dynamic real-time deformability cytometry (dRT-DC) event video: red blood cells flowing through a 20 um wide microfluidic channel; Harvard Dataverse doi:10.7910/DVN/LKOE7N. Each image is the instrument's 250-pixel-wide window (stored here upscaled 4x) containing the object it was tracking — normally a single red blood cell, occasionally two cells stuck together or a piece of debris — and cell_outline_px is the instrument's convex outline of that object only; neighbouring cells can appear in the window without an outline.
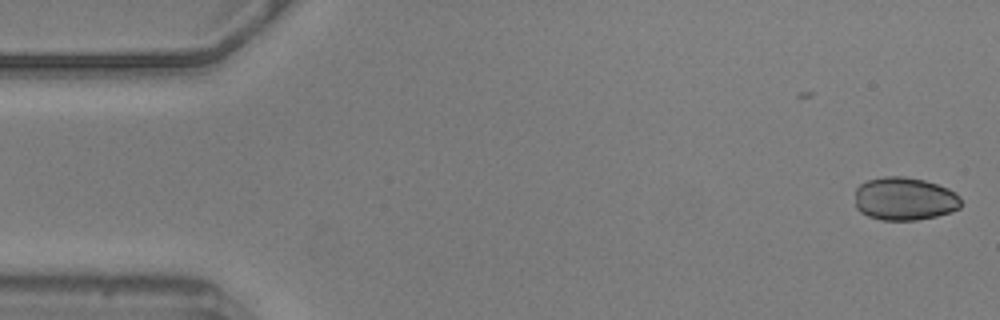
{"species": "common noctule bat (a hibernating species)", "species_latin": "Nyctalus noctula", "temperature_condition": "warm", "stored_images_in_passage": 54, "camera_frame_rate_fps": 3000, "um_per_image_px": 0.085, "animal": {"sex": "male", "body_mass_g": 20.5, "forearm_length_mm": 52.5}, "frame": {"image": 1, "passage_image": 1, "time_ms": 0.0, "image_size_px": [1000, 320], "cell_outline_px": [[960, 208], [952, 212], [936, 216], [916, 220], [880, 220], [868, 216], [860, 212], [856, 208], [856, 188], [860, 184], [868, 180], [884, 176], [904, 176], [924, 180], [948, 188], [956, 192], [960, 196]], "centroid_in_image_um": [76.89, 16.9], "position_along_channel_um": 8.1, "area_um2": 26.82}}
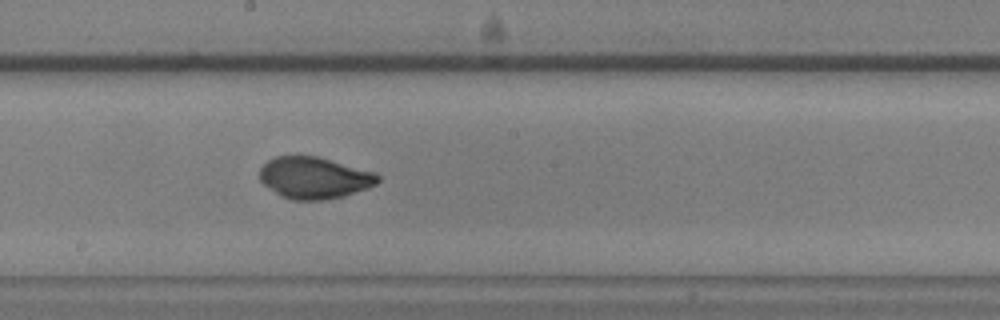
{"frame": {"image": 2, "passage_image": 29, "time_ms": 9.333, "image_size_px": [1000, 320], "cell_outline_px": [[380, 180], [376, 184], [344, 196], [320, 200], [292, 200], [280, 196], [264, 184], [260, 180], [260, 168], [268, 160], [276, 156], [316, 156], [376, 172], [380, 176]], "centroid_in_image_um": [26.71, 15.11], "position_along_channel_um": 221.5, "area_um2": 28.55}}
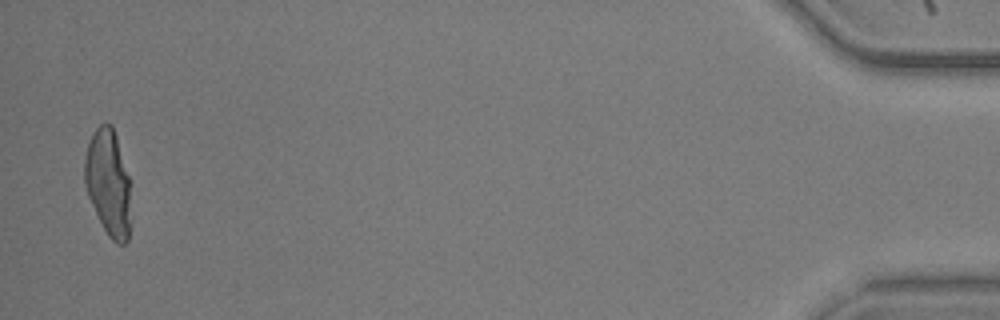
{"frame": {"image": 3, "passage_image": 54, "time_ms": 17.667, "image_size_px": [1000, 320], "cell_outline_px": [[128, 240], [124, 244], [116, 244], [108, 236], [88, 196], [84, 184], [84, 160], [88, 144], [92, 132], [104, 120], [112, 124], [116, 136], [128, 176]], "centroid_in_image_um": [9.15, 15.47], "position_along_channel_um": 426.0, "area_um2": 28.03}, "authors_computed_cell_mechanics": {"area_um2": 28.5532, "velocity_mm_per_s": 3.5909, "shape_relaxation_time_tau1_ms": 2.6117, "shape_relaxation_time_tau2_ms": null, "deformation_change_tau1": 0.0605, "deformation_change_tau2": null}}